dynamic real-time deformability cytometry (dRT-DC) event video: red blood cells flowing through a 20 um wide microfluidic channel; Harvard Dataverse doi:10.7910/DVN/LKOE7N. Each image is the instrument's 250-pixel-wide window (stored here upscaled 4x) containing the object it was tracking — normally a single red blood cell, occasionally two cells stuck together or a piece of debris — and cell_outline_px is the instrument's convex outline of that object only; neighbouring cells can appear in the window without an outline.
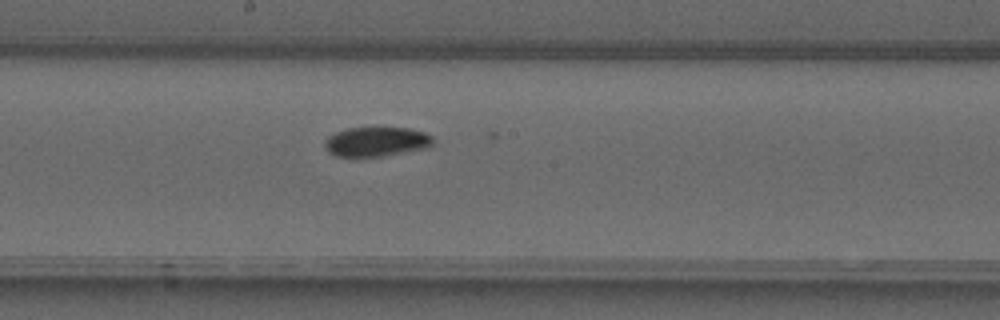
{"species": "common noctule bat (a hibernating species)", "species_latin": "Nyctalus noctula", "temperature_condition": "warm", "stored_images_in_passage": 37, "camera_frame_rate_fps": 3000, "um_per_image_px": 0.085, "animal": {"sex": "male", "forearm_length_mm": 52.5}, "frame": {"image": 1, "passage_image": 22, "time_ms": 7.0, "image_size_px": [1000, 320], "cell_outline_px": [[432, 148], [384, 156], [356, 160], [336, 156], [328, 152], [324, 144], [324, 140], [328, 136], [336, 132], [348, 128], [372, 124], [408, 128], [424, 132], [432, 136]], "centroid_in_image_um": [31.96, 12.04], "position_along_channel_um": 216.2, "area_um2": 20.29}}
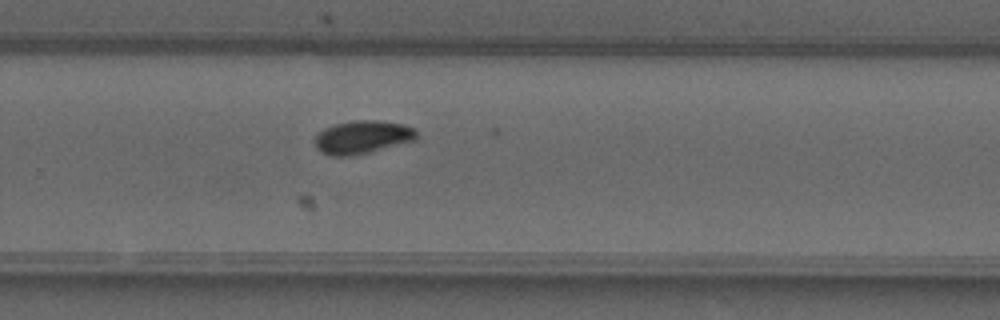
{"frame": {"image": 2, "passage_image": 28, "time_ms": 9.0, "image_size_px": [1000, 320], "cell_outline_px": [[416, 140], [352, 156], [328, 156], [320, 152], [316, 148], [316, 136], [324, 128], [336, 124], [356, 120], [380, 120], [404, 124], [416, 128]], "centroid_in_image_um": [30.81, 11.66], "position_along_channel_um": 299.0, "area_um2": 19.65}}
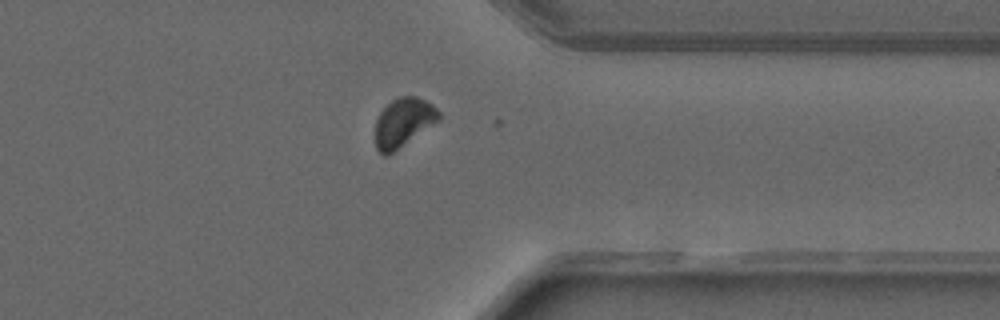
{"frame": {"image": 3, "passage_image": 34, "time_ms": 11.0, "image_size_px": [1000, 320], "cell_outline_px": [[440, 120], [388, 156], [384, 156], [376, 148], [376, 120], [380, 112], [392, 100], [400, 96], [416, 96], [432, 104], [440, 112]], "centroid_in_image_um": [34.29, 10.41], "position_along_channel_um": 377.1, "area_um2": 18.03}}